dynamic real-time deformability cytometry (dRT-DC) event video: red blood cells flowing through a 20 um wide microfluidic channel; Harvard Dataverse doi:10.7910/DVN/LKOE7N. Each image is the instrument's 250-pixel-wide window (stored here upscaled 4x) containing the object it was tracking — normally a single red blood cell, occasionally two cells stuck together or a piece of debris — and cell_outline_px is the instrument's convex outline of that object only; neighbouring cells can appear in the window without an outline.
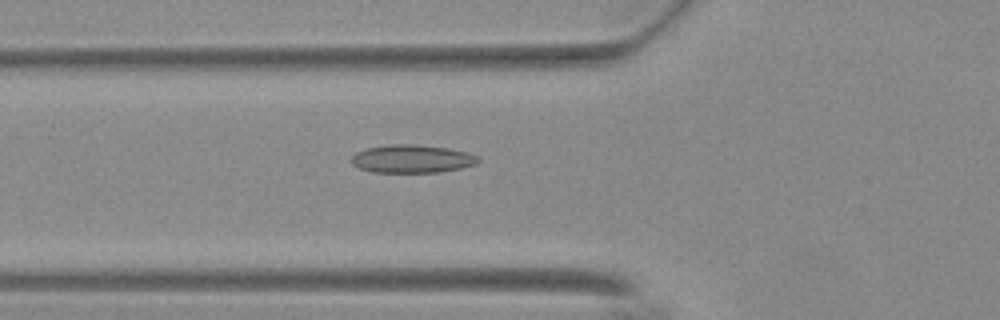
{"species": "Egyptian fruit bat (a non-hibernating species)", "species_latin": "Rousettus aegyptiacus", "temperature_condition": "warm", "stored_images_in_passage": 56, "camera_frame_rate_fps": 3000, "um_per_image_px": 0.085, "animal": {"sex": "female"}, "frame": {"image": 1, "passage_image": 21, "time_ms": 6.667, "image_size_px": [1000, 320], "cell_outline_px": [[480, 160], [476, 164], [460, 168], [436, 172], [372, 172], [360, 168], [352, 164], [348, 160], [356, 152], [364, 148], [392, 144], [416, 144], [448, 148], [464, 152], [476, 156]], "centroid_in_image_um": [34.95, 13.49], "position_along_channel_um": 90.9, "area_um2": 20.69}}
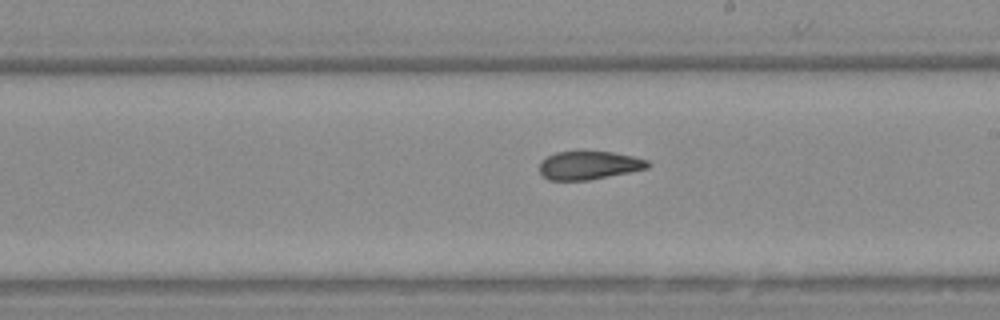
{"frame": {"image": 2, "passage_image": 33, "time_ms": 10.667, "image_size_px": [1000, 320], "cell_outline_px": [[652, 164], [648, 168], [588, 180], [548, 180], [540, 172], [540, 160], [556, 152], [612, 152], [632, 156], [648, 160]], "centroid_in_image_um": [50.06, 14.05], "position_along_channel_um": 238.9, "area_um2": 17.69}}
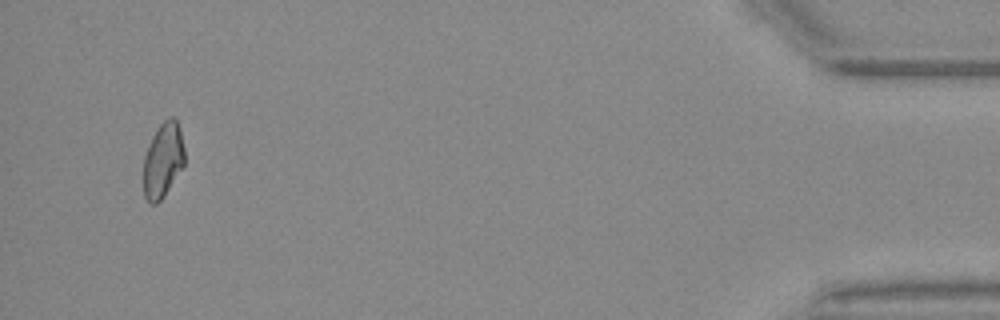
{"frame": {"image": 3, "passage_image": 54, "time_ms": 17.667, "image_size_px": [1000, 320], "cell_outline_px": [[184, 164], [164, 196], [156, 204], [152, 204], [144, 196], [144, 156], [152, 136], [160, 124], [168, 116], [172, 116], [176, 120], [180, 128], [184, 148]], "centroid_in_image_um": [13.86, 13.58], "position_along_channel_um": 421.3, "area_um2": 17.8}, "authors_computed_cell_mechanics": {"area_um2": 18.9873, "velocity_mm_per_s": 3.7099, "shape_relaxation_time_tau1_ms": null, "shape_relaxation_time_tau2_ms": 1.5788, "deformation_change_tau1": null, "deformation_change_tau2": 0.0791}}